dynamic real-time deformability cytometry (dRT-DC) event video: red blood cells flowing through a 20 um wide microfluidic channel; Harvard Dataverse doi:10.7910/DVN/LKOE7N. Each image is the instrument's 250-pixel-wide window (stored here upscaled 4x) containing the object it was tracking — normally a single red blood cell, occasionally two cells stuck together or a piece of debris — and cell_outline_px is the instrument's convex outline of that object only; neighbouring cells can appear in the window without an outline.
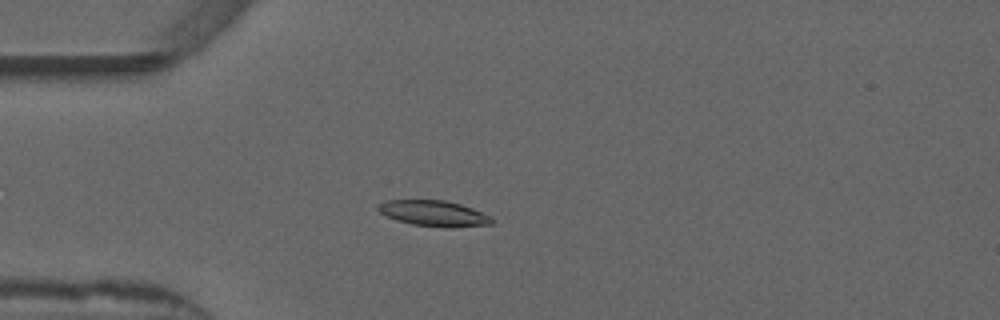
{"species": "common noctule bat (a hibernating species)", "species_latin": "Nyctalus noctula", "temperature_condition": "warm", "stored_images_in_passage": 54, "camera_frame_rate_fps": 3000, "um_per_image_px": 0.085, "animal": {"sex": "male", "forearm_length_mm": 52.5}, "frame": {"image": 1, "passage_image": 15, "time_ms": 4.667, "image_size_px": [1000, 320], "cell_outline_px": [[492, 224], [452, 228], [444, 228], [412, 224], [396, 220], [380, 212], [376, 208], [384, 200], [444, 200], [460, 204], [472, 208], [492, 216]], "centroid_in_image_um": [36.89, 18.14], "position_along_channel_um": 48.1, "area_um2": 17.11}}
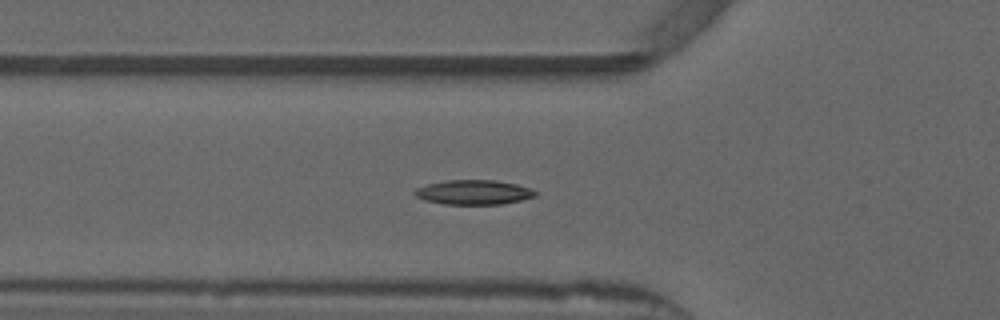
{"frame": {"image": 2, "passage_image": 19, "time_ms": 6.0, "image_size_px": [1000, 320], "cell_outline_px": [[536, 196], [504, 204], [444, 204], [424, 200], [416, 196], [412, 192], [416, 188], [428, 184], [444, 180], [496, 180], [516, 184], [528, 188], [536, 192]], "centroid_in_image_um": [40.22, 16.34], "position_along_channel_um": 85.6, "area_um2": 17.22}}
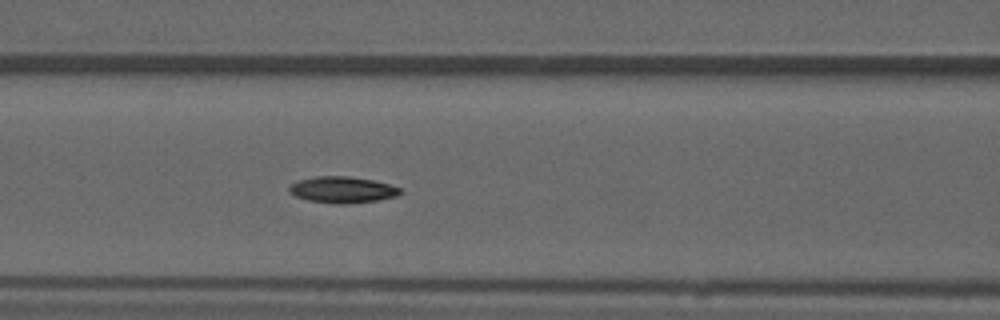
{"frame": {"image": 3, "passage_image": 23, "time_ms": 7.333, "image_size_px": [1000, 320], "cell_outline_px": [[404, 192], [396, 196], [380, 200], [344, 204], [336, 204], [308, 200], [296, 196], [288, 192], [288, 188], [296, 180], [316, 176], [348, 176], [372, 180], [388, 184], [400, 188]], "centroid_in_image_um": [29.09, 16.13], "position_along_channel_um": 137.5, "area_um2": 17.11}, "authors_computed_cell_mechanics": {"area_um2": 16.5019, "velocity_mm_per_s": 3.853, "shape_relaxation_time_tau1_ms": 8.4339, "shape_relaxation_time_tau2_ms": null, "deformation_change_tau1": 0.207, "deformation_change_tau2": null}}